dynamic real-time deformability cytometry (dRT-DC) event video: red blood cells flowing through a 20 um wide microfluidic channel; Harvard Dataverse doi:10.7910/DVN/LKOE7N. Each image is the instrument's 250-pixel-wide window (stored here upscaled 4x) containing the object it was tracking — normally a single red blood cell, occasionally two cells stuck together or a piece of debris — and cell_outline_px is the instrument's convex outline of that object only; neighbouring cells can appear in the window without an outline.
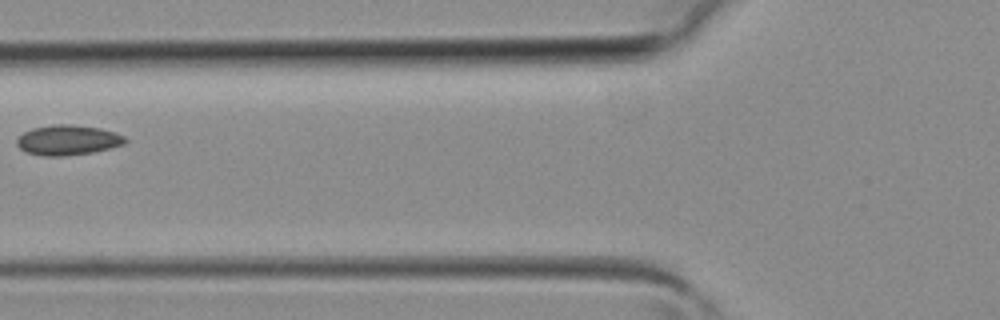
{"species": "common noctule bat (a hibernating species)", "species_latin": "Nyctalus noctula", "temperature_condition": "room temperature", "stored_images_in_passage": 5, "camera_frame_rate_fps": 3000, "um_per_image_px": 0.085, "animal": {"sex": "female", "body_mass_g": 19.3, "forearm_length_mm": 54.1}, "frame": {"image": 1, "passage_image": 5, "time_ms": 1.333, "image_size_px": [1000, 320], "cell_outline_px": [[128, 140], [124, 144], [92, 152], [64, 156], [44, 156], [24, 152], [16, 144], [16, 140], [24, 132], [32, 128], [52, 124], [72, 124], [100, 128], [124, 136]], "centroid_in_image_um": [5.73, 11.9], "position_along_channel_um": 120.1, "area_um2": 18.96}}